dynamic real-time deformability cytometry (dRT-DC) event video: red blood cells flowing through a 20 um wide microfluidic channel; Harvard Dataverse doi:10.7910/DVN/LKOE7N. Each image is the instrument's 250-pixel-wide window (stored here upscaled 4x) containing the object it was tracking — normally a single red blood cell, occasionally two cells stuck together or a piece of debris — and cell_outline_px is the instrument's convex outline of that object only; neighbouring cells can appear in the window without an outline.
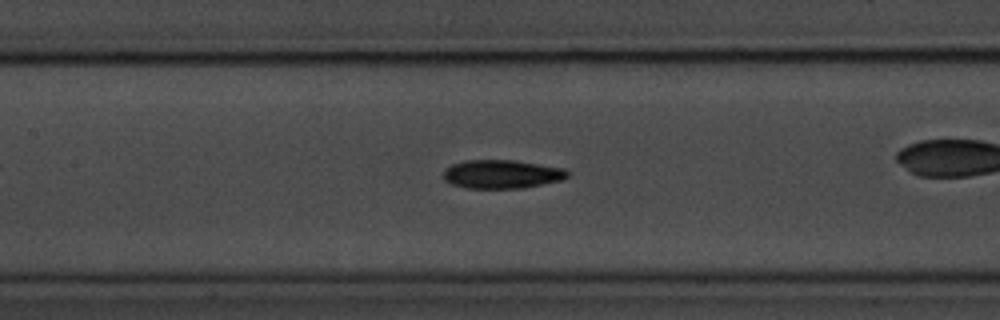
{"species": "common noctule bat (a hibernating species)", "species_latin": "Nyctalus noctula", "temperature_condition": "room temperature", "stored_images_in_passage": 55, "camera_frame_rate_fps": 3000, "um_per_image_px": 0.085, "animal": {"sex": "male", "body_mass_g": 20.1, "forearm_length_mm": 53.5}, "frame": {"image": 1, "passage_image": 24, "time_ms": 7.667, "image_size_px": [1000, 320], "cell_outline_px": [[568, 176], [564, 180], [524, 188], [464, 188], [452, 184], [444, 180], [444, 168], [452, 164], [464, 160], [512, 160], [564, 168], [568, 172]], "centroid_in_image_um": [42.64, 14.81], "position_along_channel_um": 164.8, "area_um2": 20.81}}
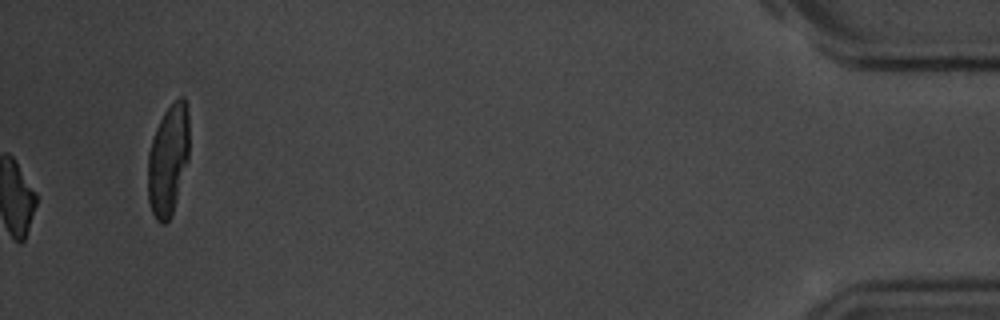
{"frame": {"image": 2, "passage_image": 55, "time_ms": 18.0, "image_size_px": [1000, 320], "cell_outline_px": [[188, 160], [172, 216], [164, 224], [160, 224], [156, 220], [152, 212], [148, 200], [148, 152], [156, 128], [164, 112], [180, 96], [184, 96], [188, 108]], "centroid_in_image_um": [14.29, 13.62], "position_along_channel_um": 420.9, "area_um2": 26.76}, "authors_computed_cell_mechanics": {"area_um2": 19.5942, "velocity_mm_per_s": 3.6184, "shape_relaxation_time_tau1_ms": 2.5649, "shape_relaxation_time_tau2_ms": 6.7804, "deformation_change_tau1": 0.1186, "deformation_change_tau2": 0.1595}}